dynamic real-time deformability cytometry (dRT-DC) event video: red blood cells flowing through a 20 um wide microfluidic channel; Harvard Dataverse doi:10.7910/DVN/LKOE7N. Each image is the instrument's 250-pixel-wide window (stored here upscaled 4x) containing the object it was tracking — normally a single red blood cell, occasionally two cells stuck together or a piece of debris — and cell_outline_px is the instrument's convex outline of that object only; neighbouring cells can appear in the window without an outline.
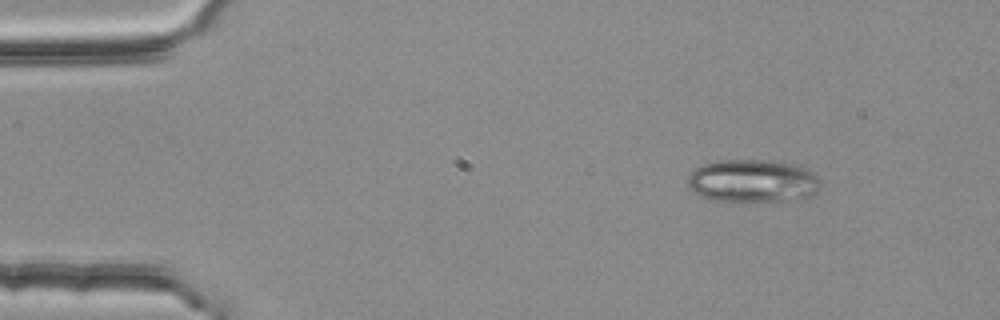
{"species": "common noctule bat (a hibernating species)", "species_latin": "Nyctalus noctula", "temperature_condition": "room temperature", "stored_images_in_passage": 3, "camera_frame_rate_fps": 3000, "um_per_image_px": 0.085, "animal": {"sex": "female", "body_mass_g": 25.1}, "frame": {"image": 1, "passage_image": 1, "time_ms": 0.0, "image_size_px": [1000, 320], "cell_outline_px": [[820, 188], [816, 192], [808, 196], [776, 200], [708, 200], [700, 196], [688, 188], [688, 176], [696, 168], [704, 164], [720, 160], [764, 160], [788, 164], [800, 168], [816, 176], [820, 180]], "centroid_in_image_um": [63.88, 15.37], "position_along_channel_um": 21.1, "area_um2": 32.19}}